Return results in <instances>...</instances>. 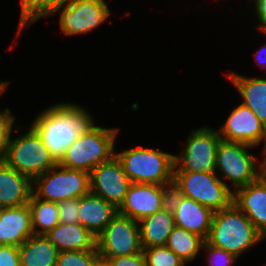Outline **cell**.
<instances>
[{"mask_svg": "<svg viewBox=\"0 0 266 266\" xmlns=\"http://www.w3.org/2000/svg\"><path fill=\"white\" fill-rule=\"evenodd\" d=\"M94 122L92 115L84 107L63 102L51 105L40 112L31 123V127L58 163L67 148Z\"/></svg>", "mask_w": 266, "mask_h": 266, "instance_id": "6da1fadb", "label": "cell"}, {"mask_svg": "<svg viewBox=\"0 0 266 266\" xmlns=\"http://www.w3.org/2000/svg\"><path fill=\"white\" fill-rule=\"evenodd\" d=\"M265 240L251 220L234 204L214 212L206 241L239 257L244 251Z\"/></svg>", "mask_w": 266, "mask_h": 266, "instance_id": "7a4b0ae2", "label": "cell"}, {"mask_svg": "<svg viewBox=\"0 0 266 266\" xmlns=\"http://www.w3.org/2000/svg\"><path fill=\"white\" fill-rule=\"evenodd\" d=\"M93 123L67 148L59 165L87 173L115 155L118 128H105Z\"/></svg>", "mask_w": 266, "mask_h": 266, "instance_id": "3957f363", "label": "cell"}, {"mask_svg": "<svg viewBox=\"0 0 266 266\" xmlns=\"http://www.w3.org/2000/svg\"><path fill=\"white\" fill-rule=\"evenodd\" d=\"M115 155L132 183L173 185L175 154L139 146Z\"/></svg>", "mask_w": 266, "mask_h": 266, "instance_id": "277c9868", "label": "cell"}, {"mask_svg": "<svg viewBox=\"0 0 266 266\" xmlns=\"http://www.w3.org/2000/svg\"><path fill=\"white\" fill-rule=\"evenodd\" d=\"M172 188L213 212L234 205L235 191L216 172L174 171Z\"/></svg>", "mask_w": 266, "mask_h": 266, "instance_id": "5b68a950", "label": "cell"}, {"mask_svg": "<svg viewBox=\"0 0 266 266\" xmlns=\"http://www.w3.org/2000/svg\"><path fill=\"white\" fill-rule=\"evenodd\" d=\"M254 147L245 143L222 139L218 144L215 172H221L219 178L229 181L234 187V191L255 181L264 173L263 161L257 166V157L249 153V149Z\"/></svg>", "mask_w": 266, "mask_h": 266, "instance_id": "8992f818", "label": "cell"}, {"mask_svg": "<svg viewBox=\"0 0 266 266\" xmlns=\"http://www.w3.org/2000/svg\"><path fill=\"white\" fill-rule=\"evenodd\" d=\"M32 191L36 197L55 203L79 199L90 192V174L57 164L32 181Z\"/></svg>", "mask_w": 266, "mask_h": 266, "instance_id": "52a82bcc", "label": "cell"}, {"mask_svg": "<svg viewBox=\"0 0 266 266\" xmlns=\"http://www.w3.org/2000/svg\"><path fill=\"white\" fill-rule=\"evenodd\" d=\"M4 161L32 181L58 164L31 126L25 134L10 137Z\"/></svg>", "mask_w": 266, "mask_h": 266, "instance_id": "ba28073f", "label": "cell"}, {"mask_svg": "<svg viewBox=\"0 0 266 266\" xmlns=\"http://www.w3.org/2000/svg\"><path fill=\"white\" fill-rule=\"evenodd\" d=\"M221 137L207 126L191 131L183 152L174 155V171L215 172L216 151Z\"/></svg>", "mask_w": 266, "mask_h": 266, "instance_id": "9c48e42d", "label": "cell"}, {"mask_svg": "<svg viewBox=\"0 0 266 266\" xmlns=\"http://www.w3.org/2000/svg\"><path fill=\"white\" fill-rule=\"evenodd\" d=\"M96 248L101 258L141 253L139 222L117 213L96 237Z\"/></svg>", "mask_w": 266, "mask_h": 266, "instance_id": "30bf717a", "label": "cell"}, {"mask_svg": "<svg viewBox=\"0 0 266 266\" xmlns=\"http://www.w3.org/2000/svg\"><path fill=\"white\" fill-rule=\"evenodd\" d=\"M59 11L60 28L67 36L86 34L99 27L111 14L105 0H73L64 7H56L47 17Z\"/></svg>", "mask_w": 266, "mask_h": 266, "instance_id": "8fae6325", "label": "cell"}, {"mask_svg": "<svg viewBox=\"0 0 266 266\" xmlns=\"http://www.w3.org/2000/svg\"><path fill=\"white\" fill-rule=\"evenodd\" d=\"M172 185L132 183L118 213L140 221L169 204Z\"/></svg>", "mask_w": 266, "mask_h": 266, "instance_id": "7c38bea8", "label": "cell"}, {"mask_svg": "<svg viewBox=\"0 0 266 266\" xmlns=\"http://www.w3.org/2000/svg\"><path fill=\"white\" fill-rule=\"evenodd\" d=\"M131 184L116 155L90 173V192L104 198L117 209L123 204Z\"/></svg>", "mask_w": 266, "mask_h": 266, "instance_id": "4fadbf2b", "label": "cell"}, {"mask_svg": "<svg viewBox=\"0 0 266 266\" xmlns=\"http://www.w3.org/2000/svg\"><path fill=\"white\" fill-rule=\"evenodd\" d=\"M218 133L222 140L255 147L264 142L262 154L266 148V126L249 107L242 103L231 111Z\"/></svg>", "mask_w": 266, "mask_h": 266, "instance_id": "5bb4252c", "label": "cell"}, {"mask_svg": "<svg viewBox=\"0 0 266 266\" xmlns=\"http://www.w3.org/2000/svg\"><path fill=\"white\" fill-rule=\"evenodd\" d=\"M169 205L173 211L175 226L207 239L214 215L211 209L178 194L173 188L169 195Z\"/></svg>", "mask_w": 266, "mask_h": 266, "instance_id": "9a60e30c", "label": "cell"}, {"mask_svg": "<svg viewBox=\"0 0 266 266\" xmlns=\"http://www.w3.org/2000/svg\"><path fill=\"white\" fill-rule=\"evenodd\" d=\"M234 204L266 239V175L236 189Z\"/></svg>", "mask_w": 266, "mask_h": 266, "instance_id": "2e32d148", "label": "cell"}, {"mask_svg": "<svg viewBox=\"0 0 266 266\" xmlns=\"http://www.w3.org/2000/svg\"><path fill=\"white\" fill-rule=\"evenodd\" d=\"M33 235L29 204L2 208L0 212V245L21 246Z\"/></svg>", "mask_w": 266, "mask_h": 266, "instance_id": "e0dca14e", "label": "cell"}, {"mask_svg": "<svg viewBox=\"0 0 266 266\" xmlns=\"http://www.w3.org/2000/svg\"><path fill=\"white\" fill-rule=\"evenodd\" d=\"M32 180L0 161V207H17L27 204L32 195Z\"/></svg>", "mask_w": 266, "mask_h": 266, "instance_id": "ac0fdd59", "label": "cell"}, {"mask_svg": "<svg viewBox=\"0 0 266 266\" xmlns=\"http://www.w3.org/2000/svg\"><path fill=\"white\" fill-rule=\"evenodd\" d=\"M118 209L91 192L79 198L80 223L95 237L117 215Z\"/></svg>", "mask_w": 266, "mask_h": 266, "instance_id": "d6986e66", "label": "cell"}, {"mask_svg": "<svg viewBox=\"0 0 266 266\" xmlns=\"http://www.w3.org/2000/svg\"><path fill=\"white\" fill-rule=\"evenodd\" d=\"M138 222L142 249L166 245L168 237L175 227L173 211L169 204Z\"/></svg>", "mask_w": 266, "mask_h": 266, "instance_id": "ffe728a7", "label": "cell"}, {"mask_svg": "<svg viewBox=\"0 0 266 266\" xmlns=\"http://www.w3.org/2000/svg\"><path fill=\"white\" fill-rule=\"evenodd\" d=\"M227 78L242 97L241 103L266 126V78L246 77L233 72L227 74Z\"/></svg>", "mask_w": 266, "mask_h": 266, "instance_id": "44dd1931", "label": "cell"}, {"mask_svg": "<svg viewBox=\"0 0 266 266\" xmlns=\"http://www.w3.org/2000/svg\"><path fill=\"white\" fill-rule=\"evenodd\" d=\"M46 236L60 252L86 251L96 247V237L81 223H59Z\"/></svg>", "mask_w": 266, "mask_h": 266, "instance_id": "7402d4cb", "label": "cell"}, {"mask_svg": "<svg viewBox=\"0 0 266 266\" xmlns=\"http://www.w3.org/2000/svg\"><path fill=\"white\" fill-rule=\"evenodd\" d=\"M59 250L46 235H31L19 246L21 266H56Z\"/></svg>", "mask_w": 266, "mask_h": 266, "instance_id": "603a6c76", "label": "cell"}, {"mask_svg": "<svg viewBox=\"0 0 266 266\" xmlns=\"http://www.w3.org/2000/svg\"><path fill=\"white\" fill-rule=\"evenodd\" d=\"M28 204L31 211L33 234L47 235L60 223L57 203L42 200L32 193Z\"/></svg>", "mask_w": 266, "mask_h": 266, "instance_id": "cb8c5ba5", "label": "cell"}, {"mask_svg": "<svg viewBox=\"0 0 266 266\" xmlns=\"http://www.w3.org/2000/svg\"><path fill=\"white\" fill-rule=\"evenodd\" d=\"M204 239L198 234L175 226L168 237L166 247L178 255L184 263L196 259Z\"/></svg>", "mask_w": 266, "mask_h": 266, "instance_id": "d4e9b609", "label": "cell"}, {"mask_svg": "<svg viewBox=\"0 0 266 266\" xmlns=\"http://www.w3.org/2000/svg\"><path fill=\"white\" fill-rule=\"evenodd\" d=\"M102 259L95 247L86 251L59 252L56 266H98Z\"/></svg>", "mask_w": 266, "mask_h": 266, "instance_id": "484cf974", "label": "cell"}, {"mask_svg": "<svg viewBox=\"0 0 266 266\" xmlns=\"http://www.w3.org/2000/svg\"><path fill=\"white\" fill-rule=\"evenodd\" d=\"M147 266H185L181 258L165 245L143 249Z\"/></svg>", "mask_w": 266, "mask_h": 266, "instance_id": "4316f807", "label": "cell"}, {"mask_svg": "<svg viewBox=\"0 0 266 266\" xmlns=\"http://www.w3.org/2000/svg\"><path fill=\"white\" fill-rule=\"evenodd\" d=\"M21 15L18 26V35L23 28L32 25L44 17V0H20Z\"/></svg>", "mask_w": 266, "mask_h": 266, "instance_id": "83f0119b", "label": "cell"}, {"mask_svg": "<svg viewBox=\"0 0 266 266\" xmlns=\"http://www.w3.org/2000/svg\"><path fill=\"white\" fill-rule=\"evenodd\" d=\"M0 111V161H4L14 127L15 116L9 108Z\"/></svg>", "mask_w": 266, "mask_h": 266, "instance_id": "f1b7e54d", "label": "cell"}, {"mask_svg": "<svg viewBox=\"0 0 266 266\" xmlns=\"http://www.w3.org/2000/svg\"><path fill=\"white\" fill-rule=\"evenodd\" d=\"M207 254L209 266H233L238 257L221 248L215 247L204 240L202 249Z\"/></svg>", "mask_w": 266, "mask_h": 266, "instance_id": "f546056e", "label": "cell"}, {"mask_svg": "<svg viewBox=\"0 0 266 266\" xmlns=\"http://www.w3.org/2000/svg\"><path fill=\"white\" fill-rule=\"evenodd\" d=\"M60 223L79 224V199H67L57 203Z\"/></svg>", "mask_w": 266, "mask_h": 266, "instance_id": "4dcf8cb0", "label": "cell"}, {"mask_svg": "<svg viewBox=\"0 0 266 266\" xmlns=\"http://www.w3.org/2000/svg\"><path fill=\"white\" fill-rule=\"evenodd\" d=\"M101 259L107 266H147L143 251L139 254Z\"/></svg>", "mask_w": 266, "mask_h": 266, "instance_id": "1f68e13d", "label": "cell"}, {"mask_svg": "<svg viewBox=\"0 0 266 266\" xmlns=\"http://www.w3.org/2000/svg\"><path fill=\"white\" fill-rule=\"evenodd\" d=\"M0 266H21L19 247L13 245H0Z\"/></svg>", "mask_w": 266, "mask_h": 266, "instance_id": "d6a6232c", "label": "cell"}, {"mask_svg": "<svg viewBox=\"0 0 266 266\" xmlns=\"http://www.w3.org/2000/svg\"><path fill=\"white\" fill-rule=\"evenodd\" d=\"M254 2L256 16L258 17V30H261L264 26H266V0H251Z\"/></svg>", "mask_w": 266, "mask_h": 266, "instance_id": "836d02e7", "label": "cell"}, {"mask_svg": "<svg viewBox=\"0 0 266 266\" xmlns=\"http://www.w3.org/2000/svg\"><path fill=\"white\" fill-rule=\"evenodd\" d=\"M73 0H44V17H47L56 7L64 6Z\"/></svg>", "mask_w": 266, "mask_h": 266, "instance_id": "e575fe53", "label": "cell"}, {"mask_svg": "<svg viewBox=\"0 0 266 266\" xmlns=\"http://www.w3.org/2000/svg\"><path fill=\"white\" fill-rule=\"evenodd\" d=\"M266 52V44L263 45L259 50H257V52L255 53V60L257 61V65H259V67H261L262 69L265 68L266 69V55L262 58L261 55H263L262 53Z\"/></svg>", "mask_w": 266, "mask_h": 266, "instance_id": "d590c367", "label": "cell"}, {"mask_svg": "<svg viewBox=\"0 0 266 266\" xmlns=\"http://www.w3.org/2000/svg\"><path fill=\"white\" fill-rule=\"evenodd\" d=\"M8 84L9 83L6 82V81H1L0 82V96H2V94L6 92Z\"/></svg>", "mask_w": 266, "mask_h": 266, "instance_id": "8d00e7d4", "label": "cell"}, {"mask_svg": "<svg viewBox=\"0 0 266 266\" xmlns=\"http://www.w3.org/2000/svg\"><path fill=\"white\" fill-rule=\"evenodd\" d=\"M264 159L263 160V166H264V174L266 175V148L263 150Z\"/></svg>", "mask_w": 266, "mask_h": 266, "instance_id": "74e56055", "label": "cell"}, {"mask_svg": "<svg viewBox=\"0 0 266 266\" xmlns=\"http://www.w3.org/2000/svg\"><path fill=\"white\" fill-rule=\"evenodd\" d=\"M260 31L263 32V34H266V26H264Z\"/></svg>", "mask_w": 266, "mask_h": 266, "instance_id": "f35d334b", "label": "cell"}, {"mask_svg": "<svg viewBox=\"0 0 266 266\" xmlns=\"http://www.w3.org/2000/svg\"><path fill=\"white\" fill-rule=\"evenodd\" d=\"M98 266H107L106 264H105V262H101Z\"/></svg>", "mask_w": 266, "mask_h": 266, "instance_id": "ab89813d", "label": "cell"}]
</instances>
